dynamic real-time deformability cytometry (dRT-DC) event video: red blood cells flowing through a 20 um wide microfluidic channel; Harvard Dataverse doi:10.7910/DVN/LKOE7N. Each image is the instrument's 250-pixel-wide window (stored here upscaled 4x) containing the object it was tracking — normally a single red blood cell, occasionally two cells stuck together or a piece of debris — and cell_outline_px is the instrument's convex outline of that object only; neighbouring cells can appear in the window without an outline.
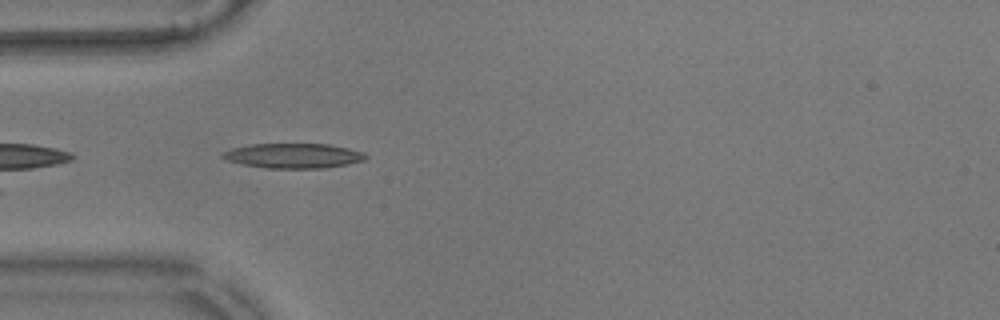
{"species": "common noctule bat (a hibernating species)", "species_latin": "Nyctalus noctula", "temperature_condition": "warm", "stored_images_in_passage": 8, "camera_frame_rate_fps": 3000, "um_per_image_px": 0.085, "animal": {"sex": "male", "body_mass_g": 17.9}, "frame": {"image": 1, "passage_image": 2, "time_ms": 0.333, "image_size_px": [1000, 320], "cell_outline_px": [[368, 156], [364, 160], [348, 164], [324, 168], [268, 168], [240, 164], [228, 160], [220, 156], [224, 152], [232, 148], [252, 144], [328, 144], [348, 148], [364, 152]], "centroid_in_image_um": [24.96, 13.24], "position_along_channel_um": 60.0, "area_um2": 20.63}}